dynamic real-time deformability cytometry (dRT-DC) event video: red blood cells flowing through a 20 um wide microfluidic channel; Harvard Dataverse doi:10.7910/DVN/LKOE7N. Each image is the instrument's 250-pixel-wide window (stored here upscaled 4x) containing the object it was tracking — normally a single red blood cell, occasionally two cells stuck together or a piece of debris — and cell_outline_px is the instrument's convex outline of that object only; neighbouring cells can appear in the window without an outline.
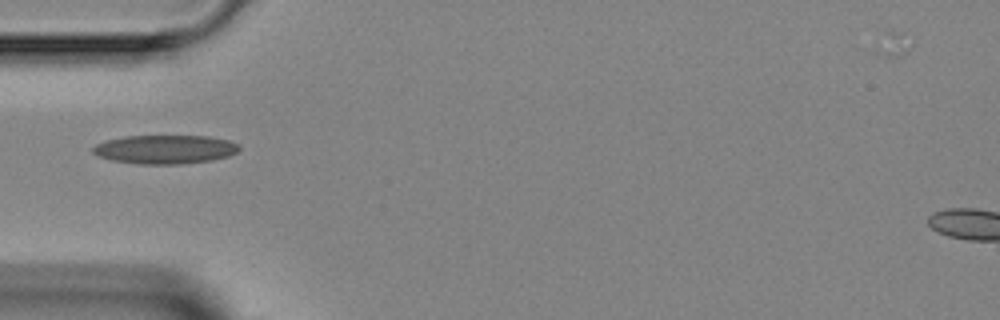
{"species": "Egyptian fruit bat (a non-hibernating species)", "species_latin": "Rousettus aegyptiacus", "temperature_condition": "room temperature", "stored_images_in_passage": 1, "camera_frame_rate_fps": 3000, "um_per_image_px": 0.085, "animal": {"sex": "female"}, "frame": {"image": 1, "passage_image": 1, "time_ms": 0.0, "image_size_px": [1000, 320], "cell_outline_px": [[240, 148], [236, 152], [228, 156], [212, 160], [184, 164], [136, 164], [112, 160], [100, 156], [92, 152], [92, 148], [96, 144], [104, 140], [124, 136], [208, 136], [228, 140], [240, 144]], "centroid_in_image_um": [14.03, 12.69], "position_along_channel_um": 71.0, "area_um2": 24.68}}